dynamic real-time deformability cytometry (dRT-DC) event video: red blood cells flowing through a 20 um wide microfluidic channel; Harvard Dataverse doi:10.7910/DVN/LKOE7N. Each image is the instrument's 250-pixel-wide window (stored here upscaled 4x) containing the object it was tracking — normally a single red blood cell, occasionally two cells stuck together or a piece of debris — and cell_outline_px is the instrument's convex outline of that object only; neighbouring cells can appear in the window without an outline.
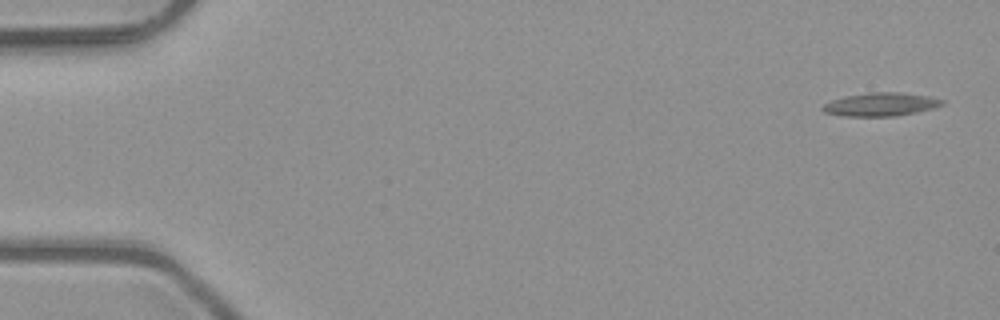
{"species": "common noctule bat (a hibernating species)", "species_latin": "Nyctalus noctula", "temperature_condition": "room temperature", "stored_images_in_passage": 5, "camera_frame_rate_fps": 3000, "um_per_image_px": 0.085, "animal": {"sex": "male", "body_mass_g": 23.1, "forearm_length_mm": 52.7}, "frame": {"image": 1, "passage_image": 1, "time_ms": 0.0, "image_size_px": [1000, 320], "cell_outline_px": [[944, 104], [932, 108], [916, 112], [896, 116], [844, 116], [824, 112], [820, 108], [824, 104], [832, 100], [844, 96], [868, 92], [900, 92], [928, 96], [944, 100]], "centroid_in_image_um": [74.84, 8.87], "position_along_channel_um": 10.2, "area_um2": 16.24}}